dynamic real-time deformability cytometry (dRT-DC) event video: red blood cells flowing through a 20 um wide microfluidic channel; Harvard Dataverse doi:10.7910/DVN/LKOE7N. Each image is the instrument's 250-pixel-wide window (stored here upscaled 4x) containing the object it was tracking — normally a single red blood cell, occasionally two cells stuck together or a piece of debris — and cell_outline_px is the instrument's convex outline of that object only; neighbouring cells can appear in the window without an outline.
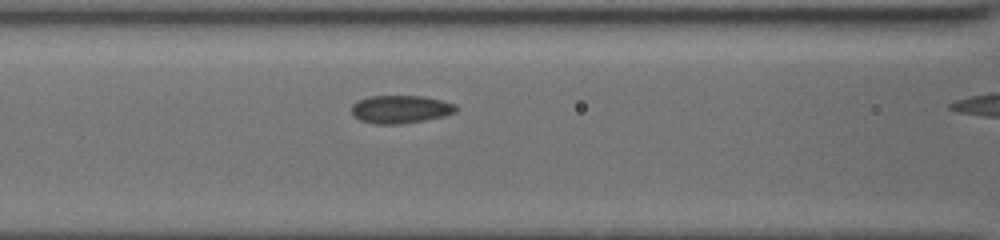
{"species": "common noctule bat (a hibernating species)", "species_latin": "Nyctalus noctula", "temperature_condition": "cold", "stored_images_in_passage": 8, "camera_frame_rate_fps": 3000, "um_per_image_px": 0.085, "animal": {"sex": "female", "body_mass_g": 19.5, "forearm_length_mm": 54.1}, "frame": {"image": 1, "passage_image": 7, "time_ms": 1.667, "image_size_px": [1000, 240], "cell_outline_px": [[456, 112], [444, 116], [400, 124], [376, 124], [360, 120], [352, 116], [352, 104], [368, 96], [424, 96], [456, 104]], "centroid_in_image_um": [34.02, 9.28], "position_along_channel_um": 132.6, "area_um2": 16.94}}